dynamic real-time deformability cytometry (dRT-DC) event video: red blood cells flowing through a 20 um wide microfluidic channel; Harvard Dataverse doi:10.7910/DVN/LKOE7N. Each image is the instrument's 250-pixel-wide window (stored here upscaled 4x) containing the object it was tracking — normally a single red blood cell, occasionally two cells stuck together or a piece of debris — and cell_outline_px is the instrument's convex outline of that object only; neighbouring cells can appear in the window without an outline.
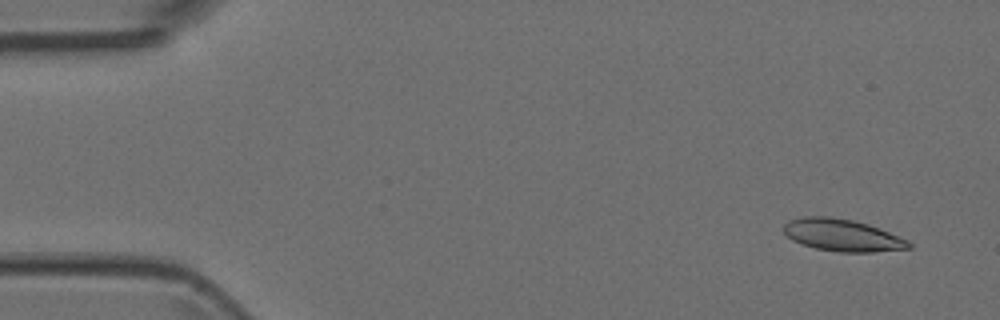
{"species": "Egyptian fruit bat (a non-hibernating species)", "species_latin": "Rousettus aegyptiacus", "temperature_condition": "room temperature", "stored_images_in_passage": 7, "camera_frame_rate_fps": 3000, "um_per_image_px": 0.085, "animal": {"sex": "female"}, "frame": {"image": 1, "passage_image": 1, "time_ms": 0.0, "image_size_px": [1000, 320], "cell_outline_px": [[912, 248], [872, 252], [840, 252], [816, 248], [792, 240], [784, 232], [784, 224], [788, 220], [804, 216], [832, 216], [852, 220], [868, 224], [908, 240], [912, 244]], "centroid_in_image_um": [71.59, 19.98], "position_along_channel_um": 13.4, "area_um2": 23.29}}
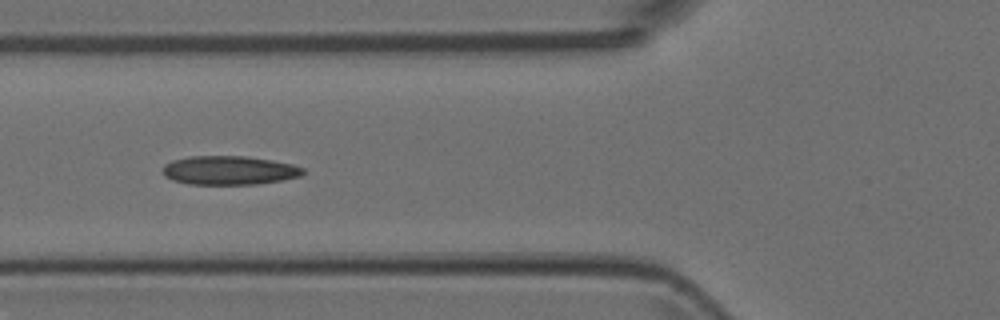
{"frame": {"image": 2, "passage_image": 5, "time_ms": 1.333, "image_size_px": [1000, 320], "cell_outline_px": [[304, 172], [300, 176], [280, 180], [256, 184], [188, 184], [172, 180], [164, 176], [164, 164], [172, 160], [192, 156], [244, 156], [272, 160], [292, 164], [304, 168]], "centroid_in_image_um": [19.47, 14.47], "position_along_channel_um": 106.3, "area_um2": 23.47}}
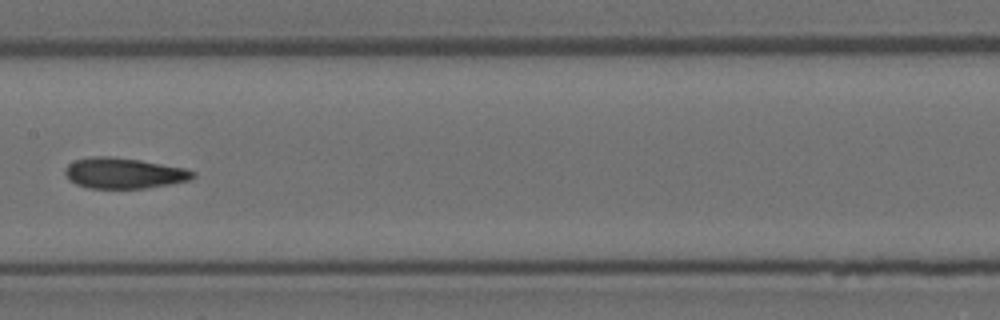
{"frame": {"image": 3, "passage_image": 7, "time_ms": 2.0, "image_size_px": [1000, 320], "cell_outline_px": [[196, 176], [188, 180], [168, 184], [144, 188], [88, 188], [76, 184], [68, 180], [64, 172], [64, 168], [68, 164], [76, 160], [92, 156], [108, 156], [140, 160], [184, 168], [196, 172]], "centroid_in_image_um": [10.49, 14.71], "position_along_channel_um": 196.9, "area_um2": 22.77}}